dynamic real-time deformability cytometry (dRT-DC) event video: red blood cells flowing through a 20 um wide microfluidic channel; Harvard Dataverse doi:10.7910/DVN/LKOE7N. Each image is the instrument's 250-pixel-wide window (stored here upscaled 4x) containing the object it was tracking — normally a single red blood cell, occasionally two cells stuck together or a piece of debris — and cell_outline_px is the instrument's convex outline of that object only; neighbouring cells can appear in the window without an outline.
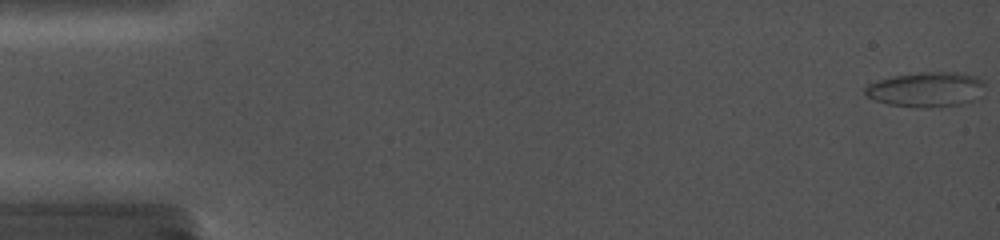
{"species": "common noctule bat (a hibernating species)", "species_latin": "Nyctalus noctula", "temperature_condition": "cold", "stored_images_in_passage": 61, "camera_frame_rate_fps": 5000, "um_per_image_px": 0.085, "animal": {"sex": "female", "body_mass_g": 19.0, "forearm_length_mm": 56.7}, "frame": {"image": 1, "passage_image": 1, "time_ms": 0.0, "image_size_px": [1000, 240], "cell_outline_px": [[984, 96], [964, 104], [928, 108], [916, 108], [888, 104], [876, 100], [868, 96], [864, 92], [864, 88], [868, 84], [876, 80], [892, 76], [920, 72], [956, 72], [976, 76], [984, 80]], "centroid_in_image_um": [78.78, 7.61], "position_along_channel_um": 6.2, "area_um2": 24.91}}
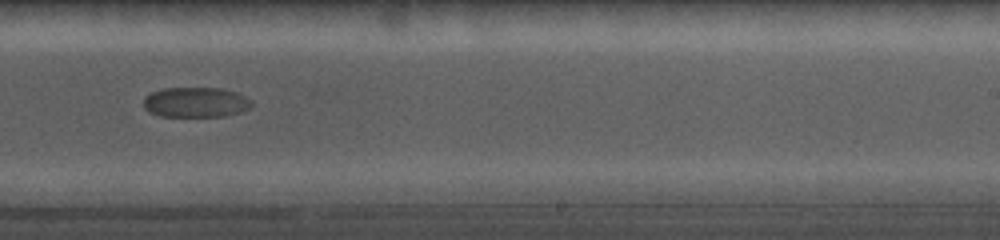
{"frame": {"image": 2, "passage_image": 40, "time_ms": 12.0, "image_size_px": [1000, 240], "cell_outline_px": [[252, 104], [248, 108], [240, 112], [224, 116], [160, 116], [148, 112], [144, 108], [144, 96], [148, 92], [164, 88], [220, 88], [236, 92], [252, 100]], "centroid_in_image_um": [16.59, 8.68], "position_along_channel_um": 272.4, "area_um2": 19.07}}
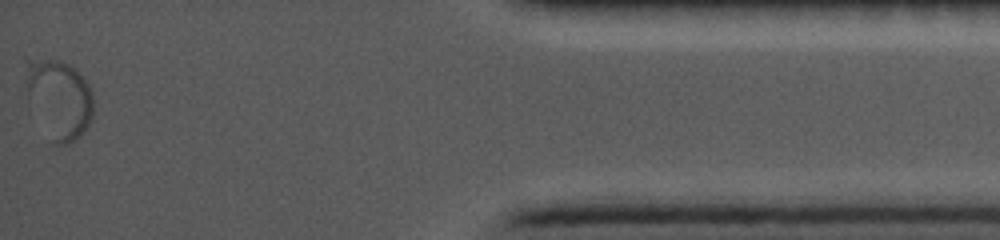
{"frame": {"image": 3, "passage_image": 61, "time_ms": 18.0, "image_size_px": [1000, 240], "cell_outline_px": [[92, 120], [76, 140], [68, 144], [52, 144], [28, 104], [20, 56], [24, 56], [56, 60], [68, 64], [92, 88]], "centroid_in_image_um": [4.89, 8.36], "position_along_channel_um": 430.3, "area_um2": 32.43}}